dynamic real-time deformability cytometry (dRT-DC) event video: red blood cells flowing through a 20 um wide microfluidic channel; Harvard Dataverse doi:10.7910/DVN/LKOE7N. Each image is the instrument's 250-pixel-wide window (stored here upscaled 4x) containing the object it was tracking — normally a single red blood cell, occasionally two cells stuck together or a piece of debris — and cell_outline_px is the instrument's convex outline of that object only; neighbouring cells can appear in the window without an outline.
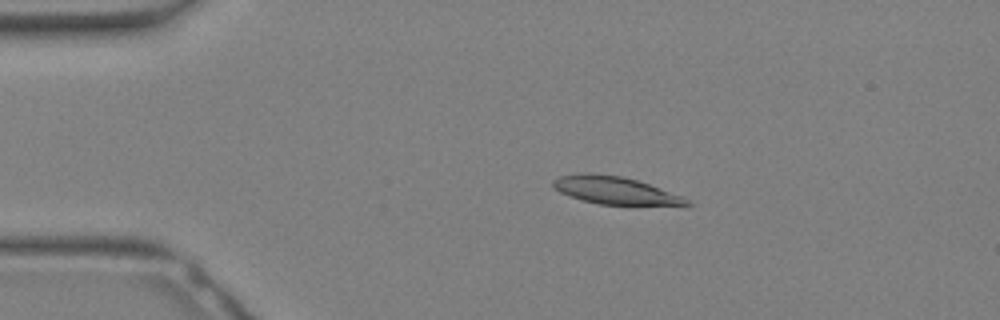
{"species": "Egyptian fruit bat (a non-hibernating species)", "species_latin": "Rousettus aegyptiacus", "temperature_condition": "warm", "stored_images_in_passage": 9, "camera_frame_rate_fps": 3000, "um_per_image_px": 0.085, "animal": {"sex": "female"}, "frame": {"image": 1, "passage_image": 6, "time_ms": 1.667, "image_size_px": [1000, 320], "cell_outline_px": [[692, 204], [600, 204], [584, 200], [560, 192], [552, 184], [552, 180], [560, 176], [584, 172], [588, 172], [624, 176], [648, 184], [680, 196], [688, 200]], "centroid_in_image_um": [52.18, 16.14], "position_along_channel_um": 32.8, "area_um2": 20.69}}